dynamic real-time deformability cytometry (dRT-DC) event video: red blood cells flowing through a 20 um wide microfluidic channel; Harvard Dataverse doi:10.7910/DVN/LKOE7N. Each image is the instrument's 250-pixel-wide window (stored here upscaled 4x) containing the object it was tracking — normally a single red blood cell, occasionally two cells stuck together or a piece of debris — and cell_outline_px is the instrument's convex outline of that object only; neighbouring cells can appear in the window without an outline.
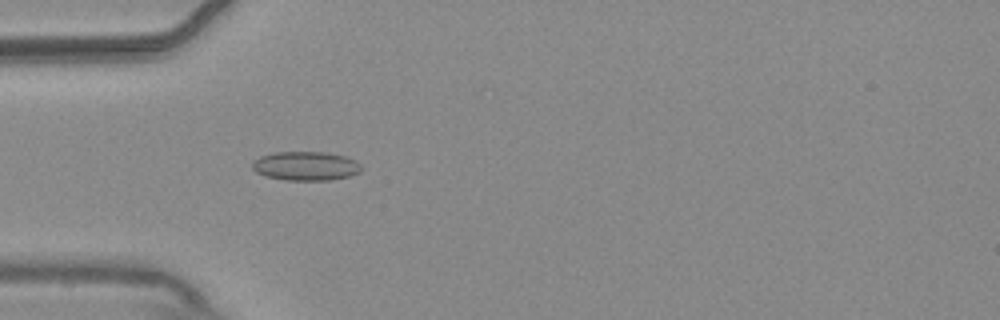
{"species": "common noctule bat (a hibernating species)", "species_latin": "Nyctalus noctula", "temperature_condition": "warm", "stored_images_in_passage": 42, "camera_frame_rate_fps": 3000, "um_per_image_px": 0.085, "animal": {"sex": "male", "body_mass_g": 20.4}, "frame": {"image": 1, "passage_image": 4, "time_ms": 1.0, "image_size_px": [1000, 320], "cell_outline_px": [[364, 168], [360, 172], [348, 176], [328, 180], [284, 180], [264, 176], [256, 172], [252, 168], [252, 160], [260, 156], [276, 152], [324, 152], [344, 156], [356, 160]], "centroid_in_image_um": [25.97, 14.11], "position_along_channel_um": 59.0, "area_um2": 18.55}}
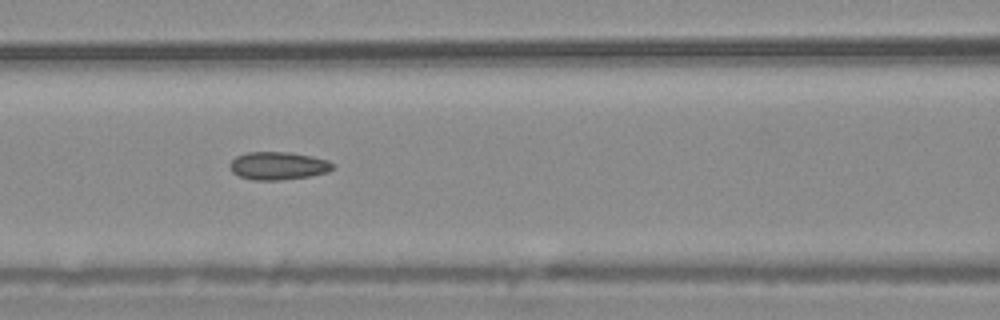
{"frame": {"image": 2, "passage_image": 11, "time_ms": 3.333, "image_size_px": [1000, 320], "cell_outline_px": [[336, 168], [328, 172], [312, 176], [280, 180], [252, 180], [240, 176], [232, 172], [228, 164], [236, 156], [248, 152], [292, 152], [328, 160], [336, 164]], "centroid_in_image_um": [23.68, 14.09], "position_along_channel_um": 142.9, "area_um2": 16.99}}
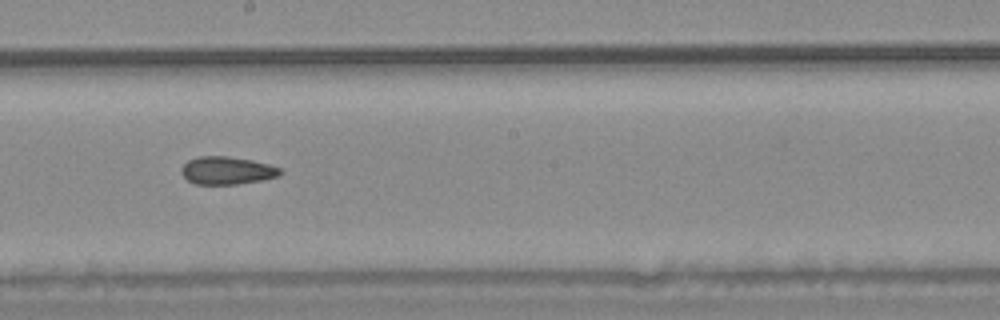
{"frame": {"image": 3, "passage_image": 18, "time_ms": 5.667, "image_size_px": [1000, 320], "cell_outline_px": [[284, 172], [280, 176], [264, 180], [236, 184], [196, 184], [188, 180], [180, 172], [180, 168], [188, 160], [200, 156], [228, 156], [252, 160], [268, 164], [280, 168]], "centroid_in_image_um": [19.32, 14.49], "position_along_channel_um": 228.9, "area_um2": 16.13}, "authors_computed_cell_mechanics": {"area_um2": 16.3863, "velocity_mm_per_s": 3.6864, "shape_relaxation_time_tau1_ms": null, "shape_relaxation_time_tau2_ms": 8.3367, "deformation_change_tau1": null, "deformation_change_tau2": 0.1542}}